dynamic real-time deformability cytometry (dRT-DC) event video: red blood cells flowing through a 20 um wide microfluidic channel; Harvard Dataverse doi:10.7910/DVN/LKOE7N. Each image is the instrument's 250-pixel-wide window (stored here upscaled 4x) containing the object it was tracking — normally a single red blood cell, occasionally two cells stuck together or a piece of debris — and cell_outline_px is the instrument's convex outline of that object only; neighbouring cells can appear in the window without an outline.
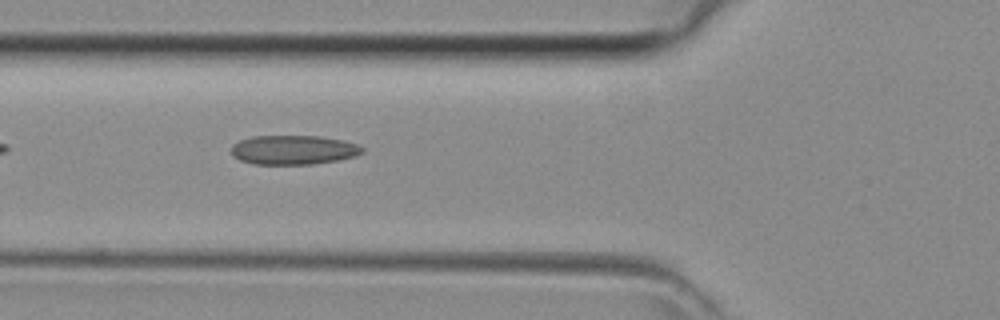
{"species": "common noctule bat (a hibernating species)", "species_latin": "Nyctalus noctula", "temperature_condition": "room temperature", "stored_images_in_passage": 30, "camera_frame_rate_fps": 3000, "um_per_image_px": 0.085, "animal": {"sex": "female", "body_mass_g": 29.2, "forearm_length_mm": 56.3}, "frame": {"image": 1, "passage_image": 3, "time_ms": 0.667, "image_size_px": [1000, 320], "cell_outline_px": [[364, 152], [356, 156], [336, 160], [312, 164], [256, 164], [240, 160], [232, 156], [232, 144], [240, 140], [252, 136], [320, 136], [344, 140], [356, 144], [364, 148]], "centroid_in_image_um": [24.95, 12.73], "position_along_channel_um": 100.9, "area_um2": 22.37}}
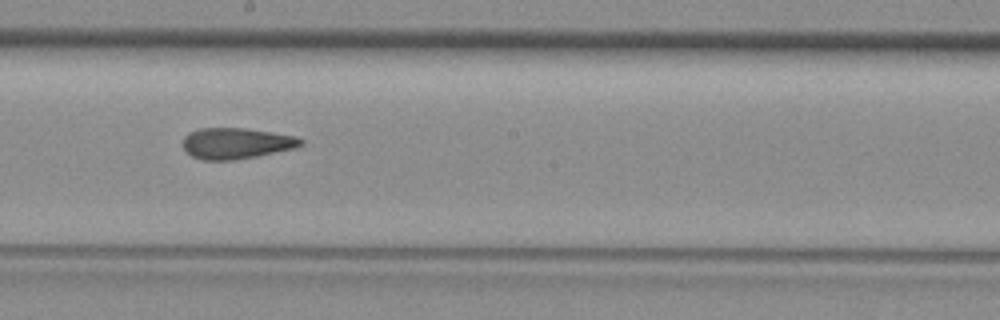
{"frame": {"image": 2, "passage_image": 11, "time_ms": 3.333, "image_size_px": [1000, 320], "cell_outline_px": [[304, 144], [296, 148], [256, 156], [232, 160], [204, 160], [192, 156], [184, 148], [184, 136], [200, 128], [244, 128], [272, 132], [296, 136], [304, 140]], "centroid_in_image_um": [20.13, 12.18], "position_along_channel_um": 228.1, "area_um2": 21.15}}
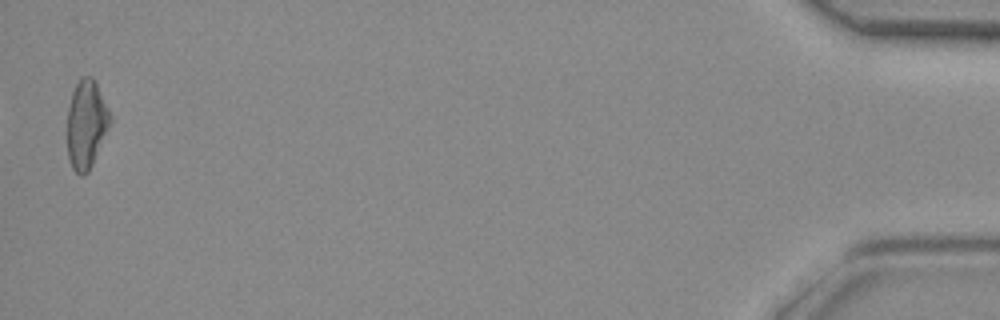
{"frame": {"image": 3, "passage_image": 30, "time_ms": 9.667, "image_size_px": [1000, 320], "cell_outline_px": [[112, 120], [92, 164], [88, 172], [84, 176], [80, 176], [72, 168], [68, 156], [68, 108], [72, 92], [76, 84], [84, 76], [92, 76], [112, 116]], "centroid_in_image_um": [7.34, 10.58], "position_along_channel_um": 427.9, "area_um2": 21.79}}